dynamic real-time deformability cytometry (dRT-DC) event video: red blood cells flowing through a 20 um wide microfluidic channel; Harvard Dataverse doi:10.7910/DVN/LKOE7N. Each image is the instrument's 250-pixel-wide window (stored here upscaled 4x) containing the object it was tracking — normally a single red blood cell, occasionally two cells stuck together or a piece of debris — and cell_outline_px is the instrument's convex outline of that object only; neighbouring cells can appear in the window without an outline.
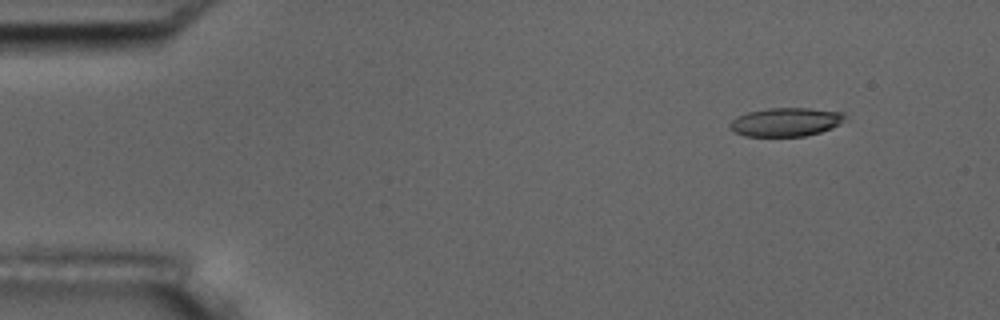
{"species": "common noctule bat (a hibernating species)", "species_latin": "Nyctalus noctula", "temperature_condition": "room temperature", "stored_images_in_passage": 3, "camera_frame_rate_fps": 3000, "um_per_image_px": 0.085, "animal": {"sex": "male", "body_mass_g": 17.5, "forearm_length_mm": 52.3}, "frame": {"image": 1, "passage_image": 1, "time_ms": 0.0, "image_size_px": [1000, 320], "cell_outline_px": [[844, 116], [840, 124], [832, 128], [820, 132], [804, 136], [744, 136], [728, 128], [728, 124], [736, 116], [748, 112], [768, 108], [808, 108], [844, 112]], "centroid_in_image_um": [66.76, 10.37], "position_along_channel_um": 18.2, "area_um2": 19.19}}